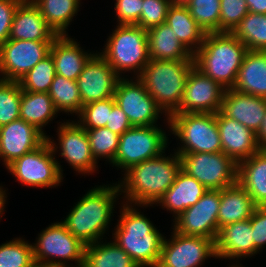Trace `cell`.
Listing matches in <instances>:
<instances>
[{
  "instance_id": "obj_1",
  "label": "cell",
  "mask_w": 266,
  "mask_h": 267,
  "mask_svg": "<svg viewBox=\"0 0 266 267\" xmlns=\"http://www.w3.org/2000/svg\"><path fill=\"white\" fill-rule=\"evenodd\" d=\"M111 182H102L101 185L88 188L85 194L80 195L82 197L73 203L69 212H65L66 216L60 219L85 245L110 237L112 221L117 218L114 213H117L122 203L117 181Z\"/></svg>"
},
{
  "instance_id": "obj_2",
  "label": "cell",
  "mask_w": 266,
  "mask_h": 267,
  "mask_svg": "<svg viewBox=\"0 0 266 267\" xmlns=\"http://www.w3.org/2000/svg\"><path fill=\"white\" fill-rule=\"evenodd\" d=\"M150 207L122 202L117 210V222L111 228L112 240L140 267L157 266L166 235L144 214Z\"/></svg>"
},
{
  "instance_id": "obj_3",
  "label": "cell",
  "mask_w": 266,
  "mask_h": 267,
  "mask_svg": "<svg viewBox=\"0 0 266 267\" xmlns=\"http://www.w3.org/2000/svg\"><path fill=\"white\" fill-rule=\"evenodd\" d=\"M181 168L180 156L170 148L158 157L131 166L116 179H119L122 202L155 205L174 183Z\"/></svg>"
},
{
  "instance_id": "obj_4",
  "label": "cell",
  "mask_w": 266,
  "mask_h": 267,
  "mask_svg": "<svg viewBox=\"0 0 266 267\" xmlns=\"http://www.w3.org/2000/svg\"><path fill=\"white\" fill-rule=\"evenodd\" d=\"M247 47L229 32L206 33L193 55L195 66L224 89L234 87Z\"/></svg>"
},
{
  "instance_id": "obj_5",
  "label": "cell",
  "mask_w": 266,
  "mask_h": 267,
  "mask_svg": "<svg viewBox=\"0 0 266 267\" xmlns=\"http://www.w3.org/2000/svg\"><path fill=\"white\" fill-rule=\"evenodd\" d=\"M97 52L121 78L138 77L150 60L147 30L116 24Z\"/></svg>"
},
{
  "instance_id": "obj_6",
  "label": "cell",
  "mask_w": 266,
  "mask_h": 267,
  "mask_svg": "<svg viewBox=\"0 0 266 267\" xmlns=\"http://www.w3.org/2000/svg\"><path fill=\"white\" fill-rule=\"evenodd\" d=\"M194 65V57L191 60H149L137 78L170 117L180 108L187 78Z\"/></svg>"
},
{
  "instance_id": "obj_7",
  "label": "cell",
  "mask_w": 266,
  "mask_h": 267,
  "mask_svg": "<svg viewBox=\"0 0 266 267\" xmlns=\"http://www.w3.org/2000/svg\"><path fill=\"white\" fill-rule=\"evenodd\" d=\"M53 128H56L54 131L57 136L53 135V137L48 134L47 141L53 150L62 176L64 177L66 173H64L65 168L61 163H66L74 171V175L80 177L84 176L85 178L90 175L92 177L99 174L101 165L92 156L86 130L75 119L67 120L65 118L57 127Z\"/></svg>"
},
{
  "instance_id": "obj_8",
  "label": "cell",
  "mask_w": 266,
  "mask_h": 267,
  "mask_svg": "<svg viewBox=\"0 0 266 267\" xmlns=\"http://www.w3.org/2000/svg\"><path fill=\"white\" fill-rule=\"evenodd\" d=\"M169 122L176 153L222 152L216 113H174Z\"/></svg>"
},
{
  "instance_id": "obj_9",
  "label": "cell",
  "mask_w": 266,
  "mask_h": 267,
  "mask_svg": "<svg viewBox=\"0 0 266 267\" xmlns=\"http://www.w3.org/2000/svg\"><path fill=\"white\" fill-rule=\"evenodd\" d=\"M170 137V124L133 126L120 135L118 151L109 167L122 175L131 166L158 157L172 148L169 147Z\"/></svg>"
},
{
  "instance_id": "obj_10",
  "label": "cell",
  "mask_w": 266,
  "mask_h": 267,
  "mask_svg": "<svg viewBox=\"0 0 266 267\" xmlns=\"http://www.w3.org/2000/svg\"><path fill=\"white\" fill-rule=\"evenodd\" d=\"M85 246L59 220L40 230L32 241L34 261L55 267H82Z\"/></svg>"
},
{
  "instance_id": "obj_11",
  "label": "cell",
  "mask_w": 266,
  "mask_h": 267,
  "mask_svg": "<svg viewBox=\"0 0 266 267\" xmlns=\"http://www.w3.org/2000/svg\"><path fill=\"white\" fill-rule=\"evenodd\" d=\"M5 170L21 187L52 190L60 188L66 181L47 140L37 149L15 159Z\"/></svg>"
},
{
  "instance_id": "obj_12",
  "label": "cell",
  "mask_w": 266,
  "mask_h": 267,
  "mask_svg": "<svg viewBox=\"0 0 266 267\" xmlns=\"http://www.w3.org/2000/svg\"><path fill=\"white\" fill-rule=\"evenodd\" d=\"M114 99L132 126L170 124L169 117L148 94L146 87L137 77L120 78Z\"/></svg>"
},
{
  "instance_id": "obj_13",
  "label": "cell",
  "mask_w": 266,
  "mask_h": 267,
  "mask_svg": "<svg viewBox=\"0 0 266 267\" xmlns=\"http://www.w3.org/2000/svg\"><path fill=\"white\" fill-rule=\"evenodd\" d=\"M169 231L156 267H203L209 260L217 259L213 239L180 234L172 227Z\"/></svg>"
},
{
  "instance_id": "obj_14",
  "label": "cell",
  "mask_w": 266,
  "mask_h": 267,
  "mask_svg": "<svg viewBox=\"0 0 266 267\" xmlns=\"http://www.w3.org/2000/svg\"><path fill=\"white\" fill-rule=\"evenodd\" d=\"M177 154L182 169L208 190H222L237 182V164L224 152Z\"/></svg>"
},
{
  "instance_id": "obj_15",
  "label": "cell",
  "mask_w": 266,
  "mask_h": 267,
  "mask_svg": "<svg viewBox=\"0 0 266 267\" xmlns=\"http://www.w3.org/2000/svg\"><path fill=\"white\" fill-rule=\"evenodd\" d=\"M52 42L8 39L0 46V79L21 80L50 53Z\"/></svg>"
},
{
  "instance_id": "obj_16",
  "label": "cell",
  "mask_w": 266,
  "mask_h": 267,
  "mask_svg": "<svg viewBox=\"0 0 266 267\" xmlns=\"http://www.w3.org/2000/svg\"><path fill=\"white\" fill-rule=\"evenodd\" d=\"M220 190H207L193 206L171 222V227L184 235L201 236L215 241L218 234Z\"/></svg>"
},
{
  "instance_id": "obj_17",
  "label": "cell",
  "mask_w": 266,
  "mask_h": 267,
  "mask_svg": "<svg viewBox=\"0 0 266 267\" xmlns=\"http://www.w3.org/2000/svg\"><path fill=\"white\" fill-rule=\"evenodd\" d=\"M225 89L195 65L187 78L180 108L175 113H217Z\"/></svg>"
},
{
  "instance_id": "obj_18",
  "label": "cell",
  "mask_w": 266,
  "mask_h": 267,
  "mask_svg": "<svg viewBox=\"0 0 266 267\" xmlns=\"http://www.w3.org/2000/svg\"><path fill=\"white\" fill-rule=\"evenodd\" d=\"M120 78L106 60L96 52L85 64L77 79L82 107L98 100L114 97Z\"/></svg>"
},
{
  "instance_id": "obj_19",
  "label": "cell",
  "mask_w": 266,
  "mask_h": 267,
  "mask_svg": "<svg viewBox=\"0 0 266 267\" xmlns=\"http://www.w3.org/2000/svg\"><path fill=\"white\" fill-rule=\"evenodd\" d=\"M47 137L23 119L0 127V163L6 168L15 159L41 146Z\"/></svg>"
},
{
  "instance_id": "obj_20",
  "label": "cell",
  "mask_w": 266,
  "mask_h": 267,
  "mask_svg": "<svg viewBox=\"0 0 266 267\" xmlns=\"http://www.w3.org/2000/svg\"><path fill=\"white\" fill-rule=\"evenodd\" d=\"M216 261L242 263L254 259V240L249 219L227 224L219 228L214 241Z\"/></svg>"
},
{
  "instance_id": "obj_21",
  "label": "cell",
  "mask_w": 266,
  "mask_h": 267,
  "mask_svg": "<svg viewBox=\"0 0 266 267\" xmlns=\"http://www.w3.org/2000/svg\"><path fill=\"white\" fill-rule=\"evenodd\" d=\"M216 120L222 152L236 164L260 150L256 133L253 130L225 116L221 111L216 113Z\"/></svg>"
},
{
  "instance_id": "obj_22",
  "label": "cell",
  "mask_w": 266,
  "mask_h": 267,
  "mask_svg": "<svg viewBox=\"0 0 266 267\" xmlns=\"http://www.w3.org/2000/svg\"><path fill=\"white\" fill-rule=\"evenodd\" d=\"M73 35L57 36L50 47L56 74L77 81L85 64L97 52L86 49Z\"/></svg>"
},
{
  "instance_id": "obj_23",
  "label": "cell",
  "mask_w": 266,
  "mask_h": 267,
  "mask_svg": "<svg viewBox=\"0 0 266 267\" xmlns=\"http://www.w3.org/2000/svg\"><path fill=\"white\" fill-rule=\"evenodd\" d=\"M220 111L257 133L265 116L266 99L233 88L225 89Z\"/></svg>"
},
{
  "instance_id": "obj_24",
  "label": "cell",
  "mask_w": 266,
  "mask_h": 267,
  "mask_svg": "<svg viewBox=\"0 0 266 267\" xmlns=\"http://www.w3.org/2000/svg\"><path fill=\"white\" fill-rule=\"evenodd\" d=\"M208 189L190 176L182 168L178 172L174 183L164 193L155 205L169 212L171 222L190 206H193L205 194Z\"/></svg>"
},
{
  "instance_id": "obj_25",
  "label": "cell",
  "mask_w": 266,
  "mask_h": 267,
  "mask_svg": "<svg viewBox=\"0 0 266 267\" xmlns=\"http://www.w3.org/2000/svg\"><path fill=\"white\" fill-rule=\"evenodd\" d=\"M57 35L32 1H21L14 14L9 39L53 41Z\"/></svg>"
},
{
  "instance_id": "obj_26",
  "label": "cell",
  "mask_w": 266,
  "mask_h": 267,
  "mask_svg": "<svg viewBox=\"0 0 266 267\" xmlns=\"http://www.w3.org/2000/svg\"><path fill=\"white\" fill-rule=\"evenodd\" d=\"M237 182L257 207H266V150L260 149L237 164Z\"/></svg>"
},
{
  "instance_id": "obj_27",
  "label": "cell",
  "mask_w": 266,
  "mask_h": 267,
  "mask_svg": "<svg viewBox=\"0 0 266 267\" xmlns=\"http://www.w3.org/2000/svg\"><path fill=\"white\" fill-rule=\"evenodd\" d=\"M58 116L61 115L56 111L49 93L27 92L22 90L20 119L33 125L47 137L48 133L45 129H48L51 123L53 125L55 122L56 127L63 121ZM57 118L59 120H56Z\"/></svg>"
},
{
  "instance_id": "obj_28",
  "label": "cell",
  "mask_w": 266,
  "mask_h": 267,
  "mask_svg": "<svg viewBox=\"0 0 266 267\" xmlns=\"http://www.w3.org/2000/svg\"><path fill=\"white\" fill-rule=\"evenodd\" d=\"M256 207L251 196L238 182L223 188L220 190L218 231L227 224L249 219Z\"/></svg>"
},
{
  "instance_id": "obj_29",
  "label": "cell",
  "mask_w": 266,
  "mask_h": 267,
  "mask_svg": "<svg viewBox=\"0 0 266 267\" xmlns=\"http://www.w3.org/2000/svg\"><path fill=\"white\" fill-rule=\"evenodd\" d=\"M233 89L266 99V51H247Z\"/></svg>"
},
{
  "instance_id": "obj_30",
  "label": "cell",
  "mask_w": 266,
  "mask_h": 267,
  "mask_svg": "<svg viewBox=\"0 0 266 267\" xmlns=\"http://www.w3.org/2000/svg\"><path fill=\"white\" fill-rule=\"evenodd\" d=\"M147 38L150 60H191L193 58L166 22L148 29Z\"/></svg>"
},
{
  "instance_id": "obj_31",
  "label": "cell",
  "mask_w": 266,
  "mask_h": 267,
  "mask_svg": "<svg viewBox=\"0 0 266 267\" xmlns=\"http://www.w3.org/2000/svg\"><path fill=\"white\" fill-rule=\"evenodd\" d=\"M83 0H33L47 25L57 36L71 35L69 29L82 10ZM73 21V22H72ZM73 23V24H72Z\"/></svg>"
},
{
  "instance_id": "obj_32",
  "label": "cell",
  "mask_w": 266,
  "mask_h": 267,
  "mask_svg": "<svg viewBox=\"0 0 266 267\" xmlns=\"http://www.w3.org/2000/svg\"><path fill=\"white\" fill-rule=\"evenodd\" d=\"M166 23L181 44L194 55L204 42L206 33L190 15L187 6L171 5L167 13Z\"/></svg>"
},
{
  "instance_id": "obj_33",
  "label": "cell",
  "mask_w": 266,
  "mask_h": 267,
  "mask_svg": "<svg viewBox=\"0 0 266 267\" xmlns=\"http://www.w3.org/2000/svg\"><path fill=\"white\" fill-rule=\"evenodd\" d=\"M82 267L140 266L109 237L85 246Z\"/></svg>"
},
{
  "instance_id": "obj_34",
  "label": "cell",
  "mask_w": 266,
  "mask_h": 267,
  "mask_svg": "<svg viewBox=\"0 0 266 267\" xmlns=\"http://www.w3.org/2000/svg\"><path fill=\"white\" fill-rule=\"evenodd\" d=\"M48 93L60 115L75 119L81 112L82 101L77 81L56 74Z\"/></svg>"
},
{
  "instance_id": "obj_35",
  "label": "cell",
  "mask_w": 266,
  "mask_h": 267,
  "mask_svg": "<svg viewBox=\"0 0 266 267\" xmlns=\"http://www.w3.org/2000/svg\"><path fill=\"white\" fill-rule=\"evenodd\" d=\"M252 51H266V14L248 12L232 32Z\"/></svg>"
},
{
  "instance_id": "obj_36",
  "label": "cell",
  "mask_w": 266,
  "mask_h": 267,
  "mask_svg": "<svg viewBox=\"0 0 266 267\" xmlns=\"http://www.w3.org/2000/svg\"><path fill=\"white\" fill-rule=\"evenodd\" d=\"M90 142V150L93 158L99 164L110 165L118 151L120 135L106 127L85 129Z\"/></svg>"
},
{
  "instance_id": "obj_37",
  "label": "cell",
  "mask_w": 266,
  "mask_h": 267,
  "mask_svg": "<svg viewBox=\"0 0 266 267\" xmlns=\"http://www.w3.org/2000/svg\"><path fill=\"white\" fill-rule=\"evenodd\" d=\"M34 262L32 243L25 236L0 244V267H30Z\"/></svg>"
},
{
  "instance_id": "obj_38",
  "label": "cell",
  "mask_w": 266,
  "mask_h": 267,
  "mask_svg": "<svg viewBox=\"0 0 266 267\" xmlns=\"http://www.w3.org/2000/svg\"><path fill=\"white\" fill-rule=\"evenodd\" d=\"M55 75L54 61L51 53H49L28 71L18 83L24 91L48 93Z\"/></svg>"
},
{
  "instance_id": "obj_39",
  "label": "cell",
  "mask_w": 266,
  "mask_h": 267,
  "mask_svg": "<svg viewBox=\"0 0 266 267\" xmlns=\"http://www.w3.org/2000/svg\"><path fill=\"white\" fill-rule=\"evenodd\" d=\"M220 0H191L190 15L205 33L220 32Z\"/></svg>"
},
{
  "instance_id": "obj_40",
  "label": "cell",
  "mask_w": 266,
  "mask_h": 267,
  "mask_svg": "<svg viewBox=\"0 0 266 267\" xmlns=\"http://www.w3.org/2000/svg\"><path fill=\"white\" fill-rule=\"evenodd\" d=\"M22 88L17 81L0 79V127L20 119Z\"/></svg>"
},
{
  "instance_id": "obj_41",
  "label": "cell",
  "mask_w": 266,
  "mask_h": 267,
  "mask_svg": "<svg viewBox=\"0 0 266 267\" xmlns=\"http://www.w3.org/2000/svg\"><path fill=\"white\" fill-rule=\"evenodd\" d=\"M115 103L114 97H110L86 104L82 107L81 112L75 120L84 129L105 127L107 121H109V112H111Z\"/></svg>"
},
{
  "instance_id": "obj_42",
  "label": "cell",
  "mask_w": 266,
  "mask_h": 267,
  "mask_svg": "<svg viewBox=\"0 0 266 267\" xmlns=\"http://www.w3.org/2000/svg\"><path fill=\"white\" fill-rule=\"evenodd\" d=\"M220 32L232 33L248 14L245 0H220Z\"/></svg>"
},
{
  "instance_id": "obj_43",
  "label": "cell",
  "mask_w": 266,
  "mask_h": 267,
  "mask_svg": "<svg viewBox=\"0 0 266 267\" xmlns=\"http://www.w3.org/2000/svg\"><path fill=\"white\" fill-rule=\"evenodd\" d=\"M143 2L140 19L135 25L148 30L166 22L171 6L170 0H143Z\"/></svg>"
},
{
  "instance_id": "obj_44",
  "label": "cell",
  "mask_w": 266,
  "mask_h": 267,
  "mask_svg": "<svg viewBox=\"0 0 266 267\" xmlns=\"http://www.w3.org/2000/svg\"><path fill=\"white\" fill-rule=\"evenodd\" d=\"M113 2L114 5L111 7L115 18L112 21H115V24L135 25L139 21L143 0H113Z\"/></svg>"
},
{
  "instance_id": "obj_45",
  "label": "cell",
  "mask_w": 266,
  "mask_h": 267,
  "mask_svg": "<svg viewBox=\"0 0 266 267\" xmlns=\"http://www.w3.org/2000/svg\"><path fill=\"white\" fill-rule=\"evenodd\" d=\"M251 222L254 240V258L266 249V207H256Z\"/></svg>"
},
{
  "instance_id": "obj_46",
  "label": "cell",
  "mask_w": 266,
  "mask_h": 267,
  "mask_svg": "<svg viewBox=\"0 0 266 267\" xmlns=\"http://www.w3.org/2000/svg\"><path fill=\"white\" fill-rule=\"evenodd\" d=\"M21 0H0V46L9 39L11 25Z\"/></svg>"
},
{
  "instance_id": "obj_47",
  "label": "cell",
  "mask_w": 266,
  "mask_h": 267,
  "mask_svg": "<svg viewBox=\"0 0 266 267\" xmlns=\"http://www.w3.org/2000/svg\"><path fill=\"white\" fill-rule=\"evenodd\" d=\"M105 127L118 135H122L133 126L129 122L127 115L122 111L118 104L115 103L111 112H109V121H107Z\"/></svg>"
},
{
  "instance_id": "obj_48",
  "label": "cell",
  "mask_w": 266,
  "mask_h": 267,
  "mask_svg": "<svg viewBox=\"0 0 266 267\" xmlns=\"http://www.w3.org/2000/svg\"><path fill=\"white\" fill-rule=\"evenodd\" d=\"M3 183L1 182L0 183V222H1V220H3L2 218H5V215H6V205H8V200H9V198H8V196H9V194L10 193H8V188L7 187H5L6 185L5 184H3Z\"/></svg>"
},
{
  "instance_id": "obj_49",
  "label": "cell",
  "mask_w": 266,
  "mask_h": 267,
  "mask_svg": "<svg viewBox=\"0 0 266 267\" xmlns=\"http://www.w3.org/2000/svg\"><path fill=\"white\" fill-rule=\"evenodd\" d=\"M249 12L258 13V14H266V0H245Z\"/></svg>"
},
{
  "instance_id": "obj_50",
  "label": "cell",
  "mask_w": 266,
  "mask_h": 267,
  "mask_svg": "<svg viewBox=\"0 0 266 267\" xmlns=\"http://www.w3.org/2000/svg\"><path fill=\"white\" fill-rule=\"evenodd\" d=\"M256 136L260 149L266 150V111L262 125L259 131L256 133Z\"/></svg>"
},
{
  "instance_id": "obj_51",
  "label": "cell",
  "mask_w": 266,
  "mask_h": 267,
  "mask_svg": "<svg viewBox=\"0 0 266 267\" xmlns=\"http://www.w3.org/2000/svg\"><path fill=\"white\" fill-rule=\"evenodd\" d=\"M191 0H170L171 5L174 6H187Z\"/></svg>"
},
{
  "instance_id": "obj_52",
  "label": "cell",
  "mask_w": 266,
  "mask_h": 267,
  "mask_svg": "<svg viewBox=\"0 0 266 267\" xmlns=\"http://www.w3.org/2000/svg\"><path fill=\"white\" fill-rule=\"evenodd\" d=\"M244 263H227V266L226 267H248V266H244L243 265Z\"/></svg>"
},
{
  "instance_id": "obj_53",
  "label": "cell",
  "mask_w": 266,
  "mask_h": 267,
  "mask_svg": "<svg viewBox=\"0 0 266 267\" xmlns=\"http://www.w3.org/2000/svg\"><path fill=\"white\" fill-rule=\"evenodd\" d=\"M30 267H55V266H51V265H46V264H41V263L34 262Z\"/></svg>"
}]
</instances>
